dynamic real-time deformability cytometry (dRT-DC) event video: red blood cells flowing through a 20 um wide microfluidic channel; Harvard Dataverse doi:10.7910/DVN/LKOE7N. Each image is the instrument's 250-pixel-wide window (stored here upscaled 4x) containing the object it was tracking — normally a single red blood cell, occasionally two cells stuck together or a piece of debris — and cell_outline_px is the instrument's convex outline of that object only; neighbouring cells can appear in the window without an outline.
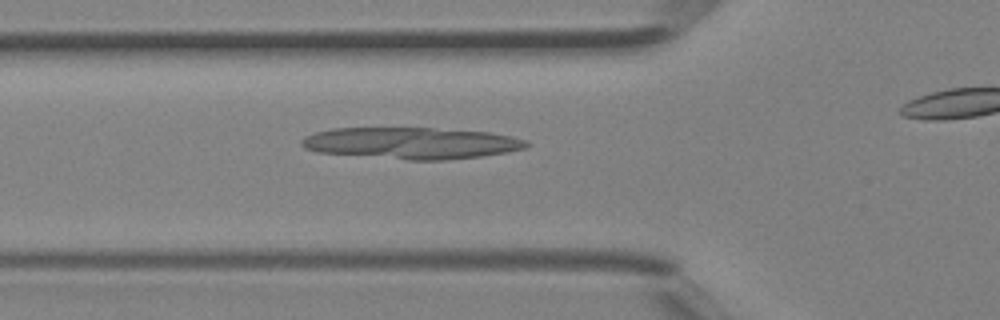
{"species": "Egyptian fruit bat (a non-hibernating species)", "species_latin": "Rousettus aegyptiacus", "temperature_condition": "room temperature", "stored_images_in_passage": 26, "camera_frame_rate_fps": 3000, "um_per_image_px": 0.085, "animal": {"sex": "female"}, "frame": {"image": 1, "passage_image": 5, "time_ms": 1.333, "image_size_px": [1000, 320], "cell_outline_px": [[532, 144], [528, 148], [508, 152], [480, 156], [444, 160], [408, 160], [316, 152], [304, 148], [300, 144], [300, 140], [304, 136], [316, 132], [332, 128], [432, 128], [488, 132], [512, 136], [524, 140]], "centroid_in_image_um": [34.96, 12.17], "position_along_channel_um": 90.8, "area_um2": 41.56}}
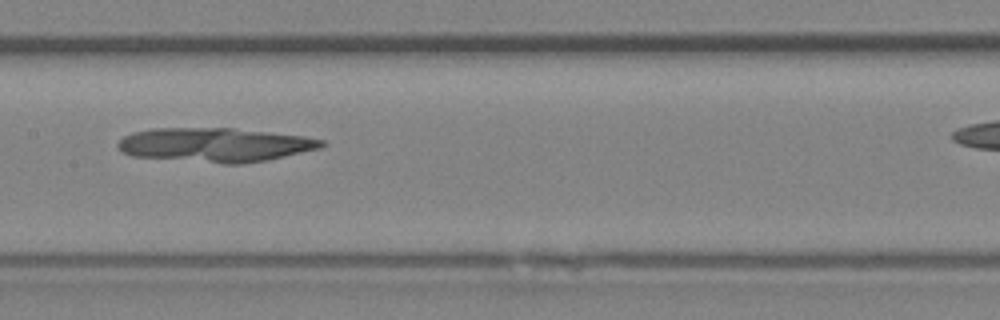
{"frame": {"image": 2, "passage_image": 11, "time_ms": 3.333, "image_size_px": [1000, 320], "cell_outline_px": [[328, 144], [320, 148], [268, 160], [244, 164], [220, 164], [132, 156], [120, 152], [116, 144], [124, 136], [132, 132], [152, 128], [232, 128], [304, 136], [324, 140]], "centroid_in_image_um": [18.26, 12.32], "position_along_channel_um": 189.1, "area_um2": 40.86}}
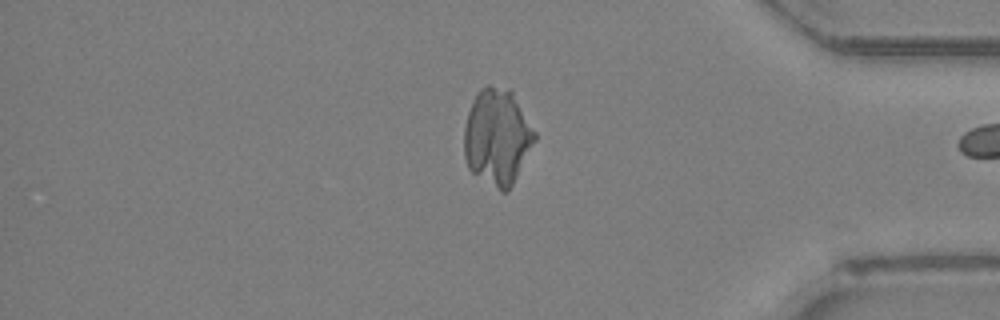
{"frame": {"image": 3, "passage_image": 25, "time_ms": 8.0, "image_size_px": [1000, 320], "cell_outline_px": [[536, 140], [508, 192], [500, 192], [472, 172], [468, 168], [464, 156], [464, 128], [468, 112], [472, 100], [476, 92], [480, 88], [488, 84], [512, 88], [536, 132]], "centroid_in_image_um": [42.27, 11.59], "position_along_channel_um": 392.9, "area_um2": 40.23}}